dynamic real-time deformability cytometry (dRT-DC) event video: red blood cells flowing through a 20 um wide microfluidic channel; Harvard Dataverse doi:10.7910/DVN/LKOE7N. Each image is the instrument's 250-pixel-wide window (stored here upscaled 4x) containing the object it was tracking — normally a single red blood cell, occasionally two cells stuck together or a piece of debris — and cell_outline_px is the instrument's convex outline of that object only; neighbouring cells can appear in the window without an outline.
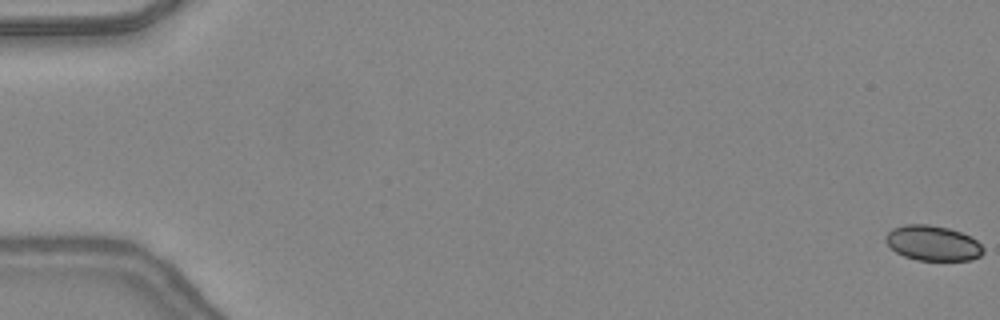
{"species": "common noctule bat (a hibernating species)", "species_latin": "Nyctalus noctula", "temperature_condition": "warm", "stored_images_in_passage": 49, "camera_frame_rate_fps": 3000, "um_per_image_px": 0.085, "animal": {"sex": "female", "body_mass_g": 24.6, "forearm_length_mm": 56.2}, "frame": {"image": 1, "passage_image": 1, "time_ms": 0.0, "image_size_px": [1000, 320], "cell_outline_px": [[984, 252], [980, 256], [972, 260], [916, 260], [904, 256], [896, 252], [884, 240], [884, 236], [892, 228], [904, 224], [928, 224], [948, 228], [972, 236], [984, 248]], "centroid_in_image_um": [79.28, 20.66], "position_along_channel_um": 5.7, "area_um2": 20.11}}
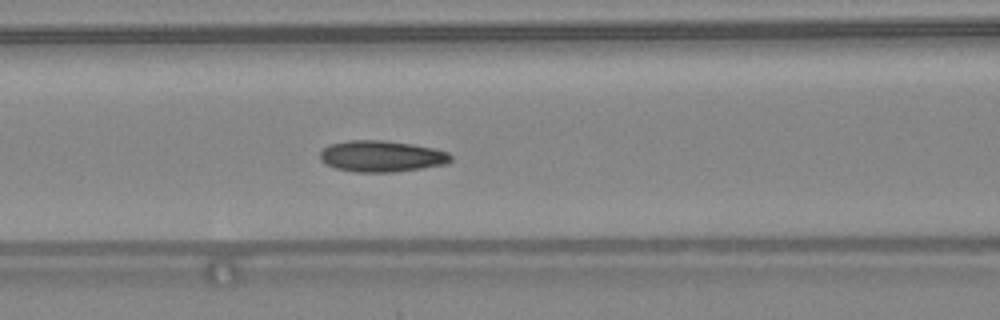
{"frame": {"image": 2, "passage_image": 22, "time_ms": 7.0, "image_size_px": [1000, 320], "cell_outline_px": [[452, 160], [448, 164], [392, 172], [356, 172], [336, 168], [324, 164], [320, 160], [320, 152], [328, 144], [348, 140], [384, 140], [412, 144], [432, 148], [448, 152], [452, 156]], "centroid_in_image_um": [32.41, 13.27], "position_along_channel_um": 134.2, "area_um2": 23.93}}
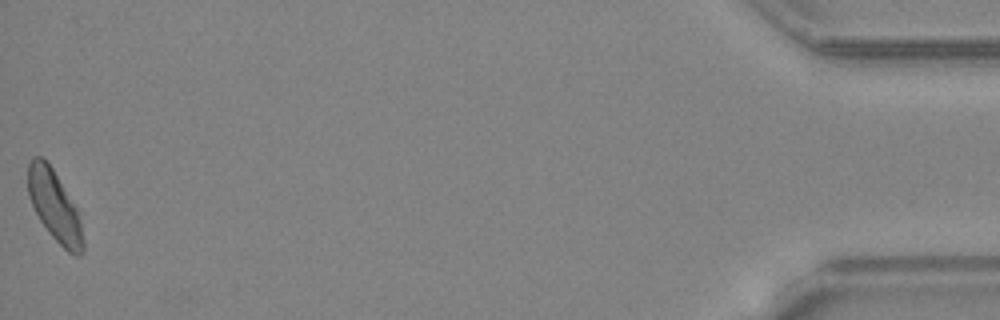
{"frame": {"image": 3, "passage_image": 49, "time_ms": 16.0, "image_size_px": [1000, 320], "cell_outline_px": [[84, 252], [80, 256], [76, 256], [68, 252], [48, 232], [40, 220], [28, 196], [28, 164], [32, 156], [40, 156], [52, 168], [76, 208], [80, 220], [84, 240]], "centroid_in_image_um": [4.64, 17.55], "position_along_channel_um": 430.6, "area_um2": 22.37}, "authors_computed_cell_mechanics": {"area_um2": 22.6576, "velocity_mm_per_s": 4.3654, "shape_relaxation_time_tau1_ms": 3.1865, "shape_relaxation_time_tau2_ms": 3.184, "deformation_change_tau1": 0.0804, "deformation_change_tau2": 0.1489}}